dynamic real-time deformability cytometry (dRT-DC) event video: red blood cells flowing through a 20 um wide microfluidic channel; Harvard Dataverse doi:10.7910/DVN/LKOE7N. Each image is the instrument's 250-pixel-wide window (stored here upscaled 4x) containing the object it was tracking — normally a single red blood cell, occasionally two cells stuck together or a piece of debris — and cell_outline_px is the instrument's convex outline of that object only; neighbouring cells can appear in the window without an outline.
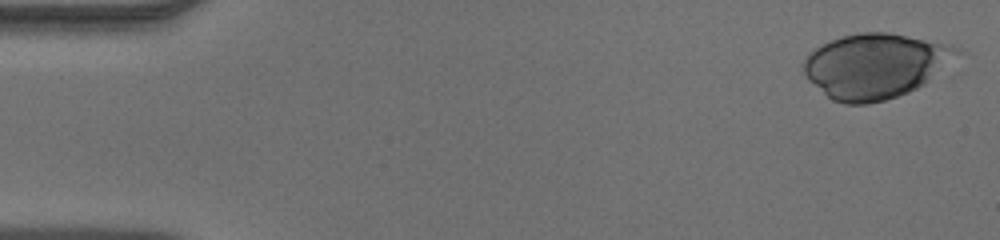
{"species": "human", "species_latin": "Homo sapiens", "temperature_condition": "warm", "stored_images_in_passage": 48, "camera_frame_rate_fps": 3000, "um_per_image_px": 0.085, "donor": {"sex": "male"}, "frame": {"image": 1, "passage_image": 1, "time_ms": 0.0, "image_size_px": [1000, 240], "cell_outline_px": [[960, 52], [924, 84], [908, 92], [884, 100], [868, 104], [844, 104], [832, 100], [808, 80], [804, 72], [804, 60], [808, 52], [832, 40], [844, 36], [860, 32], [892, 32], [952, 44], [960, 48]], "centroid_in_image_um": [74.38, 5.58], "position_along_channel_um": 10.6, "area_um2": 57.63}}
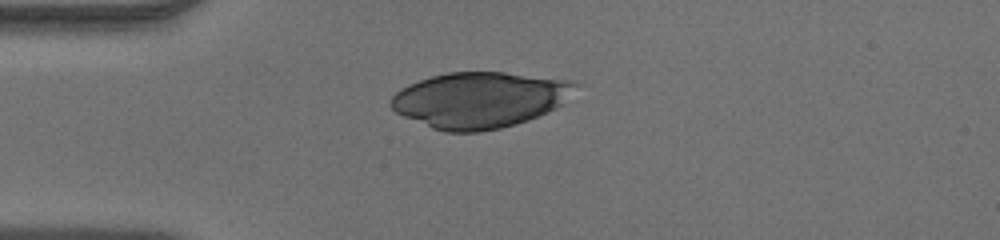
{"frame": {"image": 2, "passage_image": 12, "time_ms": 3.667, "image_size_px": [1000, 240], "cell_outline_px": [[584, 84], [564, 104], [548, 112], [528, 120], [500, 128], [480, 132], [444, 132], [432, 128], [404, 116], [396, 112], [388, 104], [392, 96], [400, 88], [408, 84], [432, 76], [448, 72], [504, 72], [576, 80]], "centroid_in_image_um": [40.86, 8.47], "position_along_channel_um": 44.1, "area_um2": 60.81}}